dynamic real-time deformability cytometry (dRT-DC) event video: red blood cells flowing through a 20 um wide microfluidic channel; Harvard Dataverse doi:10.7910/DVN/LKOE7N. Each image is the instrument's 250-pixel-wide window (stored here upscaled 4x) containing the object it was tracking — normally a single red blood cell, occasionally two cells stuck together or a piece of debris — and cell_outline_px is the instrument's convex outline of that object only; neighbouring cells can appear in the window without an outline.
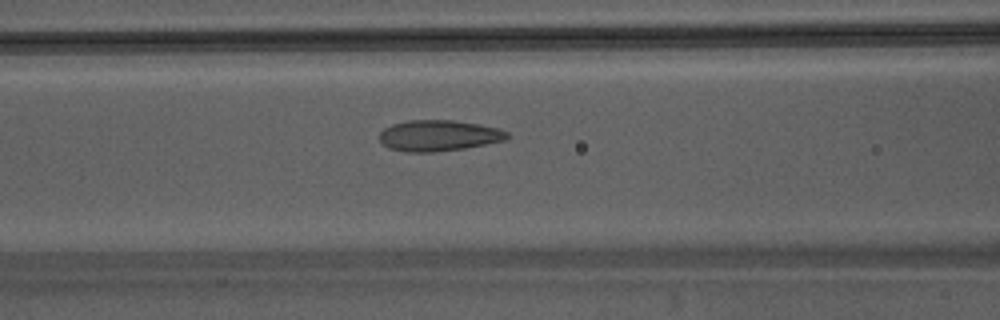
{"species": "Egyptian fruit bat (a non-hibernating species)", "species_latin": "Rousettus aegyptiacus", "temperature_condition": "warm", "stored_images_in_passage": 36, "camera_frame_rate_fps": 3000, "um_per_image_px": 0.085, "animal": {"sex": "male"}, "frame": {"image": 1, "passage_image": 17, "time_ms": 5.333, "image_size_px": [1000, 320], "cell_outline_px": [[512, 136], [508, 140], [464, 148], [432, 152], [404, 152], [388, 148], [380, 140], [380, 132], [384, 128], [392, 124], [408, 120], [452, 120], [480, 124], [500, 128], [508, 132]], "centroid_in_image_um": [37.33, 11.52], "position_along_channel_um": 129.3, "area_um2": 23.29}}
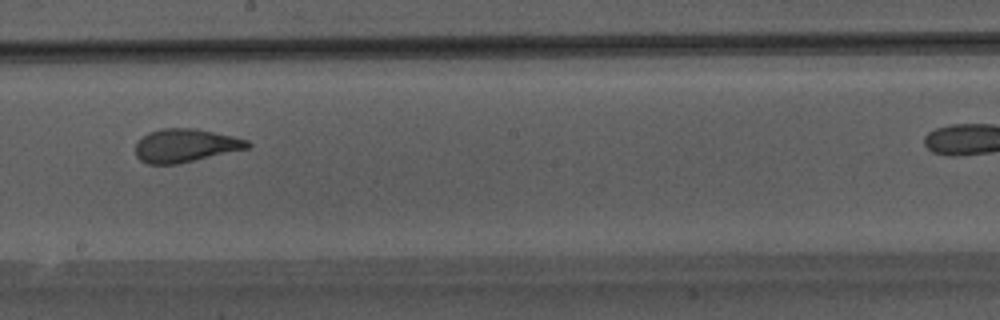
{"frame": {"image": 2, "passage_image": 24, "time_ms": 7.667, "image_size_px": [1000, 320], "cell_outline_px": [[252, 144], [248, 148], [176, 164], [148, 164], [140, 160], [136, 156], [136, 144], [148, 132], [160, 128], [196, 128], [232, 136], [248, 140]], "centroid_in_image_um": [15.75, 12.36], "position_along_channel_um": 232.5, "area_um2": 21.56}}
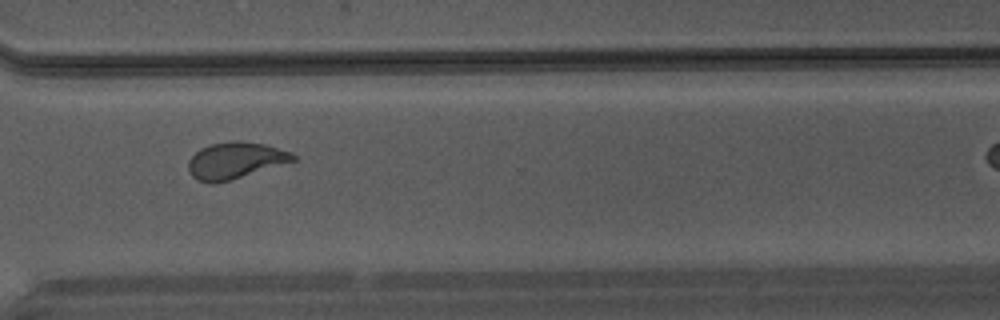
{"frame": {"image": 3, "passage_image": 32, "time_ms": 10.333, "image_size_px": [1000, 320], "cell_outline_px": [[296, 160], [232, 180], [212, 184], [196, 180], [192, 176], [188, 168], [188, 160], [200, 148], [212, 144], [232, 140], [240, 140], [264, 144], [292, 152], [296, 156]], "centroid_in_image_um": [19.99, 13.64], "position_along_channel_um": 350.6, "area_um2": 22.43}}